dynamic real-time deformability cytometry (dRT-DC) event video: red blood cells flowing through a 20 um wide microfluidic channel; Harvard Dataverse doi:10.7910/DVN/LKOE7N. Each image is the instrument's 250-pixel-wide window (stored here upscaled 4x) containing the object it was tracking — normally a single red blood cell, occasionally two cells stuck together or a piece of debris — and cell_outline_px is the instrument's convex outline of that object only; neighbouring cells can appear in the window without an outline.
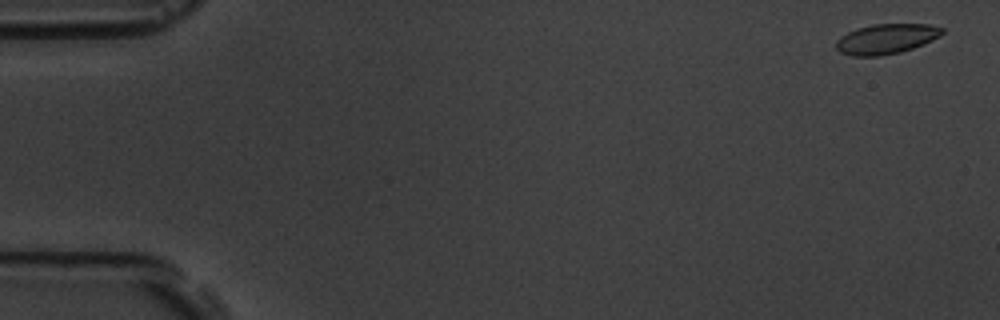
{"species": "common noctule bat (a hibernating species)", "species_latin": "Nyctalus noctula", "temperature_condition": "room temperature", "stored_images_in_passage": 5, "camera_frame_rate_fps": 3000, "um_per_image_px": 0.085, "animal": {"sex": "male", "body_mass_g": 19.5, "forearm_length_mm": 54.6}, "frame": {"image": 1, "passage_image": 1, "time_ms": 0.0, "image_size_px": [1000, 320], "cell_outline_px": [[944, 32], [940, 36], [924, 44], [900, 52], [880, 56], [852, 56], [840, 52], [836, 48], [836, 40], [840, 36], [856, 28], [872, 24], [928, 24], [944, 28]], "centroid_in_image_um": [75.32, 3.3], "position_along_channel_um": 9.7, "area_um2": 18.67}}
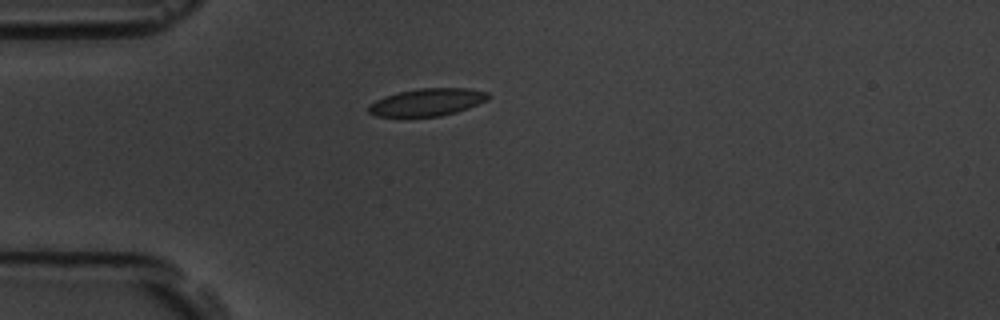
{"frame": {"image": 2, "passage_image": 5, "time_ms": 4.667, "image_size_px": [1000, 320], "cell_outline_px": [[492, 96], [488, 100], [468, 108], [456, 112], [440, 116], [376, 116], [368, 112], [368, 108], [376, 100], [384, 96], [400, 92], [420, 88], [468, 88], [488, 92]], "centroid_in_image_um": [36.37, 8.68], "position_along_channel_um": 48.6, "area_um2": 19.02}}